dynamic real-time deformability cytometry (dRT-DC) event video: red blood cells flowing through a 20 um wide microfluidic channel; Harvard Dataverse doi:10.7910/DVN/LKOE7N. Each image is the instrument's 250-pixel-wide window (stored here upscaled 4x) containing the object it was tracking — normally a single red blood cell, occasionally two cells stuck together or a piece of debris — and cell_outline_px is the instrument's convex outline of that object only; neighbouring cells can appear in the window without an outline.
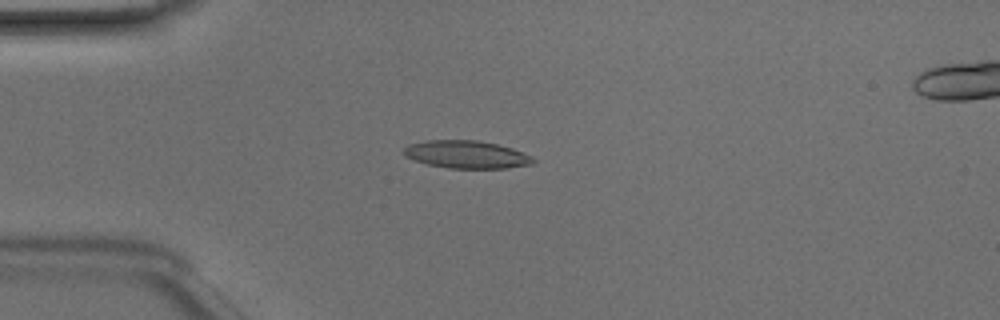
{"species": "Egyptian fruit bat (a non-hibernating species)", "species_latin": "Rousettus aegyptiacus", "temperature_condition": "room temperature", "stored_images_in_passage": 37, "camera_frame_rate_fps": 3000, "um_per_image_px": 0.085, "animal": {"sex": "male"}, "frame": {"image": 1, "passage_image": 1, "time_ms": 0.0, "image_size_px": [1000, 320], "cell_outline_px": [[536, 160], [532, 164], [508, 168], [448, 168], [428, 164], [404, 156], [400, 152], [408, 144], [428, 140], [476, 140], [496, 144], [512, 148], [532, 156]], "centroid_in_image_um": [39.63, 13.13], "position_along_channel_um": 45.4, "area_um2": 20.92}}
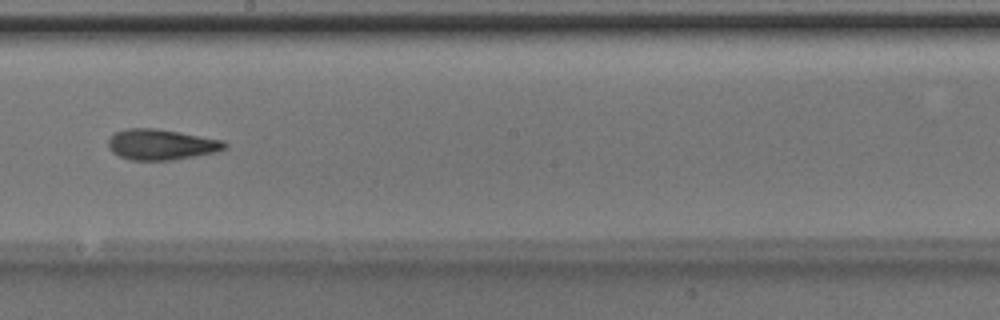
{"frame": {"image": 2, "passage_image": 16, "time_ms": 5.0, "image_size_px": [1000, 320], "cell_outline_px": [[228, 148], [216, 152], [172, 160], [128, 160], [112, 152], [108, 148], [108, 140], [116, 132], [128, 128], [156, 128], [180, 132], [224, 140], [228, 144]], "centroid_in_image_um": [13.73, 12.28], "position_along_channel_um": 234.5, "area_um2": 20.92}}
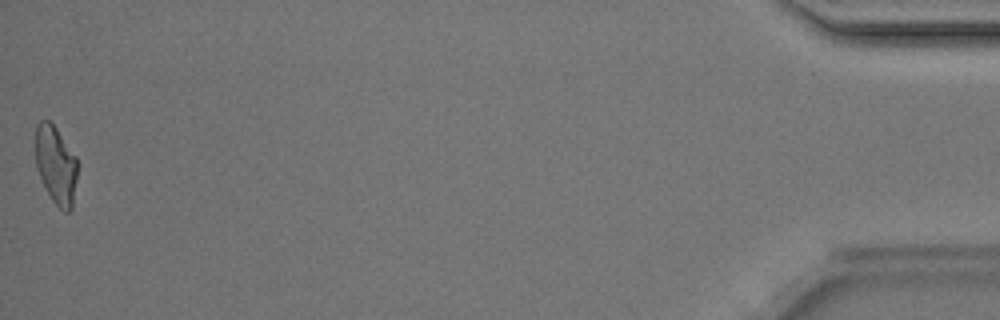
{"frame": {"image": 3, "passage_image": 37, "time_ms": 12.0, "image_size_px": [1000, 320], "cell_outline_px": [[76, 180], [72, 208], [68, 212], [64, 212], [52, 200], [36, 168], [36, 124], [40, 120], [48, 120], [56, 128], [76, 156]], "centroid_in_image_um": [4.74, 14.01], "position_along_channel_um": 430.5, "area_um2": 18.79}, "authors_computed_cell_mechanics": {"area_um2": 20.2878, "velocity_mm_per_s": 4.1665, "shape_relaxation_time_tau1_ms": 5.6655, "shape_relaxation_time_tau2_ms": 2.6115, "deformation_change_tau1": 0.169, "deformation_change_tau2": 0.1156}}